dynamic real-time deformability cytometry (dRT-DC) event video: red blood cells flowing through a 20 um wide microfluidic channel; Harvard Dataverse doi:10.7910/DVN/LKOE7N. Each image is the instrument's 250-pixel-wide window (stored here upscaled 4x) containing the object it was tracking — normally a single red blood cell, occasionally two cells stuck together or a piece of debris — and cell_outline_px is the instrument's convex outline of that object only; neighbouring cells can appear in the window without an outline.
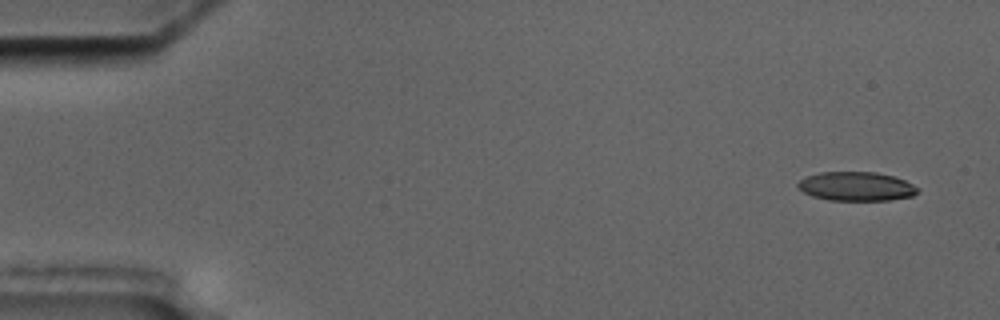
{"species": "common noctule bat (a hibernating species)", "species_latin": "Nyctalus noctula", "temperature_condition": "cold", "stored_images_in_passage": 3, "camera_frame_rate_fps": 3000, "um_per_image_px": 0.085, "animal": {"sex": "male", "body_mass_g": 17.5, "forearm_length_mm": 52.3}, "frame": {"image": 1, "passage_image": 1, "time_ms": 0.0, "image_size_px": [1000, 320], "cell_outline_px": [[920, 192], [912, 196], [888, 200], [828, 200], [812, 196], [796, 188], [796, 184], [804, 176], [820, 172], [876, 172], [892, 176], [904, 180], [920, 188]], "centroid_in_image_um": [72.76, 15.84], "position_along_channel_um": 12.2, "area_um2": 20.4}}
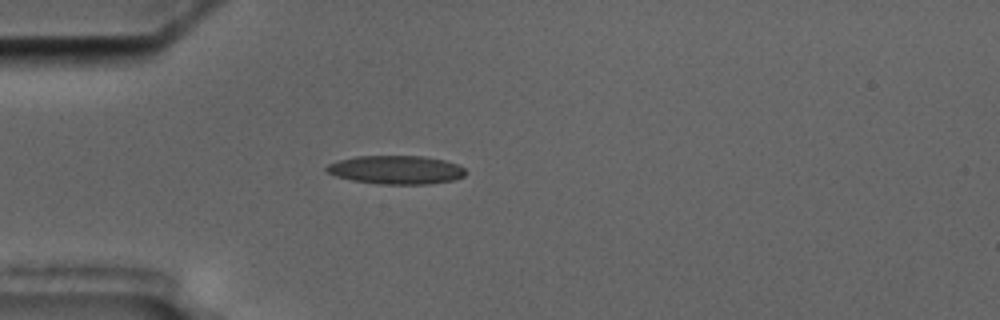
{"frame": {"image": 2, "passage_image": 3, "time_ms": 4.333, "image_size_px": [1000, 320], "cell_outline_px": [[468, 172], [464, 176], [452, 180], [428, 184], [380, 184], [352, 180], [336, 176], [328, 172], [324, 168], [328, 164], [336, 160], [356, 156], [424, 156], [444, 160], [456, 164], [464, 168]], "centroid_in_image_um": [33.66, 14.43], "position_along_channel_um": 51.3, "area_um2": 23.18}}